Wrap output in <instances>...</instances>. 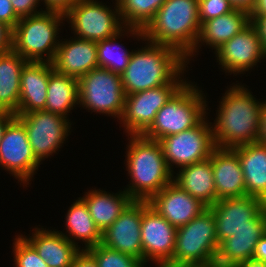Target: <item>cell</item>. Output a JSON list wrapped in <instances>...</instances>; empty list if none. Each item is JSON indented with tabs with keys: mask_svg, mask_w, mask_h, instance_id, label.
Listing matches in <instances>:
<instances>
[{
	"mask_svg": "<svg viewBox=\"0 0 266 267\" xmlns=\"http://www.w3.org/2000/svg\"><path fill=\"white\" fill-rule=\"evenodd\" d=\"M11 5L15 11V14L19 18L29 17L31 15H36L44 10L41 8L37 11V7L41 6V0H10ZM41 10V11H40Z\"/></svg>",
	"mask_w": 266,
	"mask_h": 267,
	"instance_id": "cell-36",
	"label": "cell"
},
{
	"mask_svg": "<svg viewBox=\"0 0 266 267\" xmlns=\"http://www.w3.org/2000/svg\"><path fill=\"white\" fill-rule=\"evenodd\" d=\"M227 89L219 101L215 122L211 124L215 147L235 148L257 142L262 102L246 85L237 83Z\"/></svg>",
	"mask_w": 266,
	"mask_h": 267,
	"instance_id": "cell-1",
	"label": "cell"
},
{
	"mask_svg": "<svg viewBox=\"0 0 266 267\" xmlns=\"http://www.w3.org/2000/svg\"><path fill=\"white\" fill-rule=\"evenodd\" d=\"M20 18L15 14L10 0H0V21L14 28Z\"/></svg>",
	"mask_w": 266,
	"mask_h": 267,
	"instance_id": "cell-38",
	"label": "cell"
},
{
	"mask_svg": "<svg viewBox=\"0 0 266 267\" xmlns=\"http://www.w3.org/2000/svg\"><path fill=\"white\" fill-rule=\"evenodd\" d=\"M13 242L14 267H49L35 248L22 236L15 235Z\"/></svg>",
	"mask_w": 266,
	"mask_h": 267,
	"instance_id": "cell-34",
	"label": "cell"
},
{
	"mask_svg": "<svg viewBox=\"0 0 266 267\" xmlns=\"http://www.w3.org/2000/svg\"><path fill=\"white\" fill-rule=\"evenodd\" d=\"M15 113L10 111L0 110V142L4 135L6 126L15 117Z\"/></svg>",
	"mask_w": 266,
	"mask_h": 267,
	"instance_id": "cell-45",
	"label": "cell"
},
{
	"mask_svg": "<svg viewBox=\"0 0 266 267\" xmlns=\"http://www.w3.org/2000/svg\"><path fill=\"white\" fill-rule=\"evenodd\" d=\"M230 2L235 9L244 10L250 14L253 12L257 0H230Z\"/></svg>",
	"mask_w": 266,
	"mask_h": 267,
	"instance_id": "cell-44",
	"label": "cell"
},
{
	"mask_svg": "<svg viewBox=\"0 0 266 267\" xmlns=\"http://www.w3.org/2000/svg\"><path fill=\"white\" fill-rule=\"evenodd\" d=\"M207 117L192 129L158 140L168 167L173 173L174 165L182 168L210 157L215 144L211 128L212 122L209 123Z\"/></svg>",
	"mask_w": 266,
	"mask_h": 267,
	"instance_id": "cell-11",
	"label": "cell"
},
{
	"mask_svg": "<svg viewBox=\"0 0 266 267\" xmlns=\"http://www.w3.org/2000/svg\"><path fill=\"white\" fill-rule=\"evenodd\" d=\"M161 267H217L215 264H165Z\"/></svg>",
	"mask_w": 266,
	"mask_h": 267,
	"instance_id": "cell-47",
	"label": "cell"
},
{
	"mask_svg": "<svg viewBox=\"0 0 266 267\" xmlns=\"http://www.w3.org/2000/svg\"><path fill=\"white\" fill-rule=\"evenodd\" d=\"M42 1L44 2L43 6L46 7V10H54L65 13L79 0H41V2Z\"/></svg>",
	"mask_w": 266,
	"mask_h": 267,
	"instance_id": "cell-40",
	"label": "cell"
},
{
	"mask_svg": "<svg viewBox=\"0 0 266 267\" xmlns=\"http://www.w3.org/2000/svg\"><path fill=\"white\" fill-rule=\"evenodd\" d=\"M266 232V208L253 219V228H241L218 245L215 257L217 267H236L253 258L256 244Z\"/></svg>",
	"mask_w": 266,
	"mask_h": 267,
	"instance_id": "cell-19",
	"label": "cell"
},
{
	"mask_svg": "<svg viewBox=\"0 0 266 267\" xmlns=\"http://www.w3.org/2000/svg\"><path fill=\"white\" fill-rule=\"evenodd\" d=\"M32 235H22L37 251L49 267H71L75 255L80 249L71 243L59 231L38 226Z\"/></svg>",
	"mask_w": 266,
	"mask_h": 267,
	"instance_id": "cell-24",
	"label": "cell"
},
{
	"mask_svg": "<svg viewBox=\"0 0 266 267\" xmlns=\"http://www.w3.org/2000/svg\"><path fill=\"white\" fill-rule=\"evenodd\" d=\"M218 245L214 214L207 207L189 223L177 227L172 264H215Z\"/></svg>",
	"mask_w": 266,
	"mask_h": 267,
	"instance_id": "cell-7",
	"label": "cell"
},
{
	"mask_svg": "<svg viewBox=\"0 0 266 267\" xmlns=\"http://www.w3.org/2000/svg\"><path fill=\"white\" fill-rule=\"evenodd\" d=\"M23 123L36 159L41 163L60 149L70 135L71 121L62 115L36 110L26 114H15Z\"/></svg>",
	"mask_w": 266,
	"mask_h": 267,
	"instance_id": "cell-12",
	"label": "cell"
},
{
	"mask_svg": "<svg viewBox=\"0 0 266 267\" xmlns=\"http://www.w3.org/2000/svg\"><path fill=\"white\" fill-rule=\"evenodd\" d=\"M79 107L120 119L126 94L120 74L97 67L78 79Z\"/></svg>",
	"mask_w": 266,
	"mask_h": 267,
	"instance_id": "cell-8",
	"label": "cell"
},
{
	"mask_svg": "<svg viewBox=\"0 0 266 267\" xmlns=\"http://www.w3.org/2000/svg\"><path fill=\"white\" fill-rule=\"evenodd\" d=\"M128 140L125 166L131 179L123 190L133 200L149 201L173 182L174 173L169 169L158 141L142 135H130Z\"/></svg>",
	"mask_w": 266,
	"mask_h": 267,
	"instance_id": "cell-3",
	"label": "cell"
},
{
	"mask_svg": "<svg viewBox=\"0 0 266 267\" xmlns=\"http://www.w3.org/2000/svg\"><path fill=\"white\" fill-rule=\"evenodd\" d=\"M65 222L67 231L65 233L60 231V233L80 250L81 248L87 250L101 243L102 233L93 221L86 203L81 198L71 204ZM77 240H82L80 242H83L85 246L80 248Z\"/></svg>",
	"mask_w": 266,
	"mask_h": 267,
	"instance_id": "cell-29",
	"label": "cell"
},
{
	"mask_svg": "<svg viewBox=\"0 0 266 267\" xmlns=\"http://www.w3.org/2000/svg\"><path fill=\"white\" fill-rule=\"evenodd\" d=\"M53 70L52 63L48 62H27L24 65L20 75V97L16 114L45 109L49 75Z\"/></svg>",
	"mask_w": 266,
	"mask_h": 267,
	"instance_id": "cell-22",
	"label": "cell"
},
{
	"mask_svg": "<svg viewBox=\"0 0 266 267\" xmlns=\"http://www.w3.org/2000/svg\"><path fill=\"white\" fill-rule=\"evenodd\" d=\"M52 66L61 74L79 79L99 67L96 42L75 37L60 40Z\"/></svg>",
	"mask_w": 266,
	"mask_h": 267,
	"instance_id": "cell-21",
	"label": "cell"
},
{
	"mask_svg": "<svg viewBox=\"0 0 266 267\" xmlns=\"http://www.w3.org/2000/svg\"><path fill=\"white\" fill-rule=\"evenodd\" d=\"M120 191L112 194L95 188L80 197L86 203L88 211L101 233L111 226L133 201L124 190Z\"/></svg>",
	"mask_w": 266,
	"mask_h": 267,
	"instance_id": "cell-27",
	"label": "cell"
},
{
	"mask_svg": "<svg viewBox=\"0 0 266 267\" xmlns=\"http://www.w3.org/2000/svg\"><path fill=\"white\" fill-rule=\"evenodd\" d=\"M13 50V28L0 21V53Z\"/></svg>",
	"mask_w": 266,
	"mask_h": 267,
	"instance_id": "cell-39",
	"label": "cell"
},
{
	"mask_svg": "<svg viewBox=\"0 0 266 267\" xmlns=\"http://www.w3.org/2000/svg\"><path fill=\"white\" fill-rule=\"evenodd\" d=\"M175 174L173 182L182 190L199 199L207 207L216 203L215 181L209 158L184 166Z\"/></svg>",
	"mask_w": 266,
	"mask_h": 267,
	"instance_id": "cell-25",
	"label": "cell"
},
{
	"mask_svg": "<svg viewBox=\"0 0 266 267\" xmlns=\"http://www.w3.org/2000/svg\"><path fill=\"white\" fill-rule=\"evenodd\" d=\"M124 34H130L128 37L133 36V38L136 37L138 41H144L143 29L125 27L116 36L96 42L97 61L100 68L108 69L120 75L125 71L133 50L128 51L127 48H123V44L117 42Z\"/></svg>",
	"mask_w": 266,
	"mask_h": 267,
	"instance_id": "cell-31",
	"label": "cell"
},
{
	"mask_svg": "<svg viewBox=\"0 0 266 267\" xmlns=\"http://www.w3.org/2000/svg\"><path fill=\"white\" fill-rule=\"evenodd\" d=\"M63 21L64 13L45 9L39 14L20 18L13 28V50L27 62L52 63Z\"/></svg>",
	"mask_w": 266,
	"mask_h": 267,
	"instance_id": "cell-6",
	"label": "cell"
},
{
	"mask_svg": "<svg viewBox=\"0 0 266 267\" xmlns=\"http://www.w3.org/2000/svg\"><path fill=\"white\" fill-rule=\"evenodd\" d=\"M114 9L97 0H79L65 14L76 38L94 42L119 34L125 26L120 17L118 1Z\"/></svg>",
	"mask_w": 266,
	"mask_h": 267,
	"instance_id": "cell-9",
	"label": "cell"
},
{
	"mask_svg": "<svg viewBox=\"0 0 266 267\" xmlns=\"http://www.w3.org/2000/svg\"><path fill=\"white\" fill-rule=\"evenodd\" d=\"M125 27L144 29L166 0H117Z\"/></svg>",
	"mask_w": 266,
	"mask_h": 267,
	"instance_id": "cell-32",
	"label": "cell"
},
{
	"mask_svg": "<svg viewBox=\"0 0 266 267\" xmlns=\"http://www.w3.org/2000/svg\"><path fill=\"white\" fill-rule=\"evenodd\" d=\"M71 267H98L93 256L87 250H80L74 257Z\"/></svg>",
	"mask_w": 266,
	"mask_h": 267,
	"instance_id": "cell-41",
	"label": "cell"
},
{
	"mask_svg": "<svg viewBox=\"0 0 266 267\" xmlns=\"http://www.w3.org/2000/svg\"><path fill=\"white\" fill-rule=\"evenodd\" d=\"M78 79L53 70L49 75L45 111L68 117L79 105Z\"/></svg>",
	"mask_w": 266,
	"mask_h": 267,
	"instance_id": "cell-30",
	"label": "cell"
},
{
	"mask_svg": "<svg viewBox=\"0 0 266 267\" xmlns=\"http://www.w3.org/2000/svg\"><path fill=\"white\" fill-rule=\"evenodd\" d=\"M250 24L257 32V36L262 44L266 53V14L263 13H250Z\"/></svg>",
	"mask_w": 266,
	"mask_h": 267,
	"instance_id": "cell-37",
	"label": "cell"
},
{
	"mask_svg": "<svg viewBox=\"0 0 266 267\" xmlns=\"http://www.w3.org/2000/svg\"><path fill=\"white\" fill-rule=\"evenodd\" d=\"M257 142L266 146V100L261 103L260 132Z\"/></svg>",
	"mask_w": 266,
	"mask_h": 267,
	"instance_id": "cell-42",
	"label": "cell"
},
{
	"mask_svg": "<svg viewBox=\"0 0 266 267\" xmlns=\"http://www.w3.org/2000/svg\"><path fill=\"white\" fill-rule=\"evenodd\" d=\"M210 208L214 214L216 236L220 243L241 228H253V219L266 208V202L246 195L220 199Z\"/></svg>",
	"mask_w": 266,
	"mask_h": 267,
	"instance_id": "cell-16",
	"label": "cell"
},
{
	"mask_svg": "<svg viewBox=\"0 0 266 267\" xmlns=\"http://www.w3.org/2000/svg\"><path fill=\"white\" fill-rule=\"evenodd\" d=\"M198 7L201 24L235 9L230 0H198Z\"/></svg>",
	"mask_w": 266,
	"mask_h": 267,
	"instance_id": "cell-35",
	"label": "cell"
},
{
	"mask_svg": "<svg viewBox=\"0 0 266 267\" xmlns=\"http://www.w3.org/2000/svg\"><path fill=\"white\" fill-rule=\"evenodd\" d=\"M252 13L266 14V0H257V3Z\"/></svg>",
	"mask_w": 266,
	"mask_h": 267,
	"instance_id": "cell-48",
	"label": "cell"
},
{
	"mask_svg": "<svg viewBox=\"0 0 266 267\" xmlns=\"http://www.w3.org/2000/svg\"><path fill=\"white\" fill-rule=\"evenodd\" d=\"M197 87L193 82L187 81L158 110L153 123L142 136L158 141L197 126L206 117L209 109L205 94Z\"/></svg>",
	"mask_w": 266,
	"mask_h": 267,
	"instance_id": "cell-5",
	"label": "cell"
},
{
	"mask_svg": "<svg viewBox=\"0 0 266 267\" xmlns=\"http://www.w3.org/2000/svg\"><path fill=\"white\" fill-rule=\"evenodd\" d=\"M184 73L183 71L170 84L126 95L124 109L119 119L128 134L126 136L142 135L151 126L158 110L187 82Z\"/></svg>",
	"mask_w": 266,
	"mask_h": 267,
	"instance_id": "cell-10",
	"label": "cell"
},
{
	"mask_svg": "<svg viewBox=\"0 0 266 267\" xmlns=\"http://www.w3.org/2000/svg\"><path fill=\"white\" fill-rule=\"evenodd\" d=\"M236 267H266V263L251 258L240 262Z\"/></svg>",
	"mask_w": 266,
	"mask_h": 267,
	"instance_id": "cell-46",
	"label": "cell"
},
{
	"mask_svg": "<svg viewBox=\"0 0 266 267\" xmlns=\"http://www.w3.org/2000/svg\"><path fill=\"white\" fill-rule=\"evenodd\" d=\"M177 228L156 212L148 201H142L141 242L143 263L161 267L172 264ZM156 262V263H155Z\"/></svg>",
	"mask_w": 266,
	"mask_h": 267,
	"instance_id": "cell-14",
	"label": "cell"
},
{
	"mask_svg": "<svg viewBox=\"0 0 266 267\" xmlns=\"http://www.w3.org/2000/svg\"><path fill=\"white\" fill-rule=\"evenodd\" d=\"M149 205L171 225H186L197 217L207 206L182 190L174 182L166 185L149 201Z\"/></svg>",
	"mask_w": 266,
	"mask_h": 267,
	"instance_id": "cell-18",
	"label": "cell"
},
{
	"mask_svg": "<svg viewBox=\"0 0 266 267\" xmlns=\"http://www.w3.org/2000/svg\"><path fill=\"white\" fill-rule=\"evenodd\" d=\"M87 251L93 256L98 267H144L145 264L129 255L108 248L102 243L93 246Z\"/></svg>",
	"mask_w": 266,
	"mask_h": 267,
	"instance_id": "cell-33",
	"label": "cell"
},
{
	"mask_svg": "<svg viewBox=\"0 0 266 267\" xmlns=\"http://www.w3.org/2000/svg\"><path fill=\"white\" fill-rule=\"evenodd\" d=\"M233 149L238 153L241 163L246 195L266 202V146L253 142Z\"/></svg>",
	"mask_w": 266,
	"mask_h": 267,
	"instance_id": "cell-26",
	"label": "cell"
},
{
	"mask_svg": "<svg viewBox=\"0 0 266 267\" xmlns=\"http://www.w3.org/2000/svg\"><path fill=\"white\" fill-rule=\"evenodd\" d=\"M253 259L266 263V232L255 246Z\"/></svg>",
	"mask_w": 266,
	"mask_h": 267,
	"instance_id": "cell-43",
	"label": "cell"
},
{
	"mask_svg": "<svg viewBox=\"0 0 266 267\" xmlns=\"http://www.w3.org/2000/svg\"><path fill=\"white\" fill-rule=\"evenodd\" d=\"M214 52L221 69L235 76L248 72L266 58L257 32L250 23Z\"/></svg>",
	"mask_w": 266,
	"mask_h": 267,
	"instance_id": "cell-15",
	"label": "cell"
},
{
	"mask_svg": "<svg viewBox=\"0 0 266 267\" xmlns=\"http://www.w3.org/2000/svg\"><path fill=\"white\" fill-rule=\"evenodd\" d=\"M144 42V47L132 52L121 74L126 95L170 84L188 67L186 58L173 47Z\"/></svg>",
	"mask_w": 266,
	"mask_h": 267,
	"instance_id": "cell-2",
	"label": "cell"
},
{
	"mask_svg": "<svg viewBox=\"0 0 266 267\" xmlns=\"http://www.w3.org/2000/svg\"><path fill=\"white\" fill-rule=\"evenodd\" d=\"M209 159L215 181L216 202L224 198L246 196L238 153L233 148L215 147Z\"/></svg>",
	"mask_w": 266,
	"mask_h": 267,
	"instance_id": "cell-20",
	"label": "cell"
},
{
	"mask_svg": "<svg viewBox=\"0 0 266 267\" xmlns=\"http://www.w3.org/2000/svg\"><path fill=\"white\" fill-rule=\"evenodd\" d=\"M198 8V0H166L143 29L144 40L173 47L186 58L200 32Z\"/></svg>",
	"mask_w": 266,
	"mask_h": 267,
	"instance_id": "cell-4",
	"label": "cell"
},
{
	"mask_svg": "<svg viewBox=\"0 0 266 267\" xmlns=\"http://www.w3.org/2000/svg\"><path fill=\"white\" fill-rule=\"evenodd\" d=\"M141 221L142 201L133 200L118 219L102 232L101 243L143 262Z\"/></svg>",
	"mask_w": 266,
	"mask_h": 267,
	"instance_id": "cell-17",
	"label": "cell"
},
{
	"mask_svg": "<svg viewBox=\"0 0 266 267\" xmlns=\"http://www.w3.org/2000/svg\"><path fill=\"white\" fill-rule=\"evenodd\" d=\"M26 63L14 50L0 53V110L18 112L20 75Z\"/></svg>",
	"mask_w": 266,
	"mask_h": 267,
	"instance_id": "cell-28",
	"label": "cell"
},
{
	"mask_svg": "<svg viewBox=\"0 0 266 267\" xmlns=\"http://www.w3.org/2000/svg\"><path fill=\"white\" fill-rule=\"evenodd\" d=\"M250 23V14L244 10L233 11L205 21L200 26V32L194 50L186 57L187 65L191 57L196 56L199 47L210 46L215 51L224 43L238 34ZM204 43V44H203ZM195 54V55H194Z\"/></svg>",
	"mask_w": 266,
	"mask_h": 267,
	"instance_id": "cell-23",
	"label": "cell"
},
{
	"mask_svg": "<svg viewBox=\"0 0 266 267\" xmlns=\"http://www.w3.org/2000/svg\"><path fill=\"white\" fill-rule=\"evenodd\" d=\"M23 123L15 116L6 126L0 142V167L27 187L40 167Z\"/></svg>",
	"mask_w": 266,
	"mask_h": 267,
	"instance_id": "cell-13",
	"label": "cell"
}]
</instances>
